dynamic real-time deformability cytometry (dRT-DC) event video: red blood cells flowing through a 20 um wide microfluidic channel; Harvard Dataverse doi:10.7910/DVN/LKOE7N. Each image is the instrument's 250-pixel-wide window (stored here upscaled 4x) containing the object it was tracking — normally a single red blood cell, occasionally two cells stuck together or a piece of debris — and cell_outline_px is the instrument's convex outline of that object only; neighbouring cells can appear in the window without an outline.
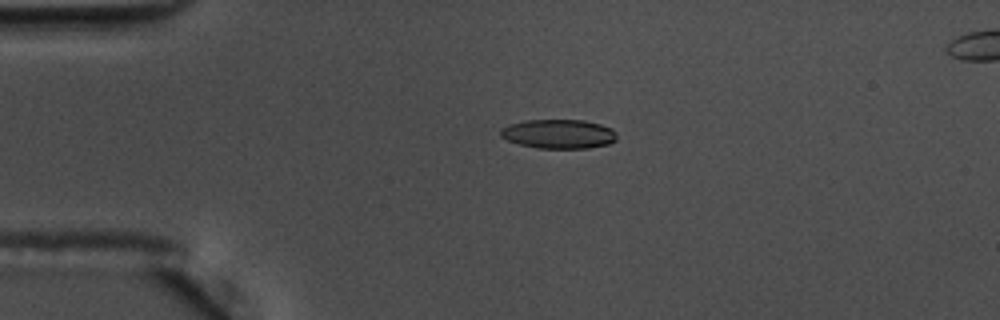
{"species": "common noctule bat (a hibernating species)", "species_latin": "Nyctalus noctula", "temperature_condition": "warm", "stored_images_in_passage": 44, "camera_frame_rate_fps": 3000, "um_per_image_px": 0.085, "animal": {"sex": "male", "body_mass_g": 17.5, "forearm_length_mm": 52.3}, "frame": {"image": 1, "passage_image": 1, "time_ms": 0.0, "image_size_px": [1000, 320], "cell_outline_px": [[616, 140], [608, 144], [588, 148], [536, 148], [520, 144], [508, 140], [500, 136], [500, 128], [508, 124], [528, 120], [584, 120], [600, 124], [612, 128], [616, 132]], "centroid_in_image_um": [47.48, 11.38], "position_along_channel_um": 37.5, "area_um2": 19.83}}
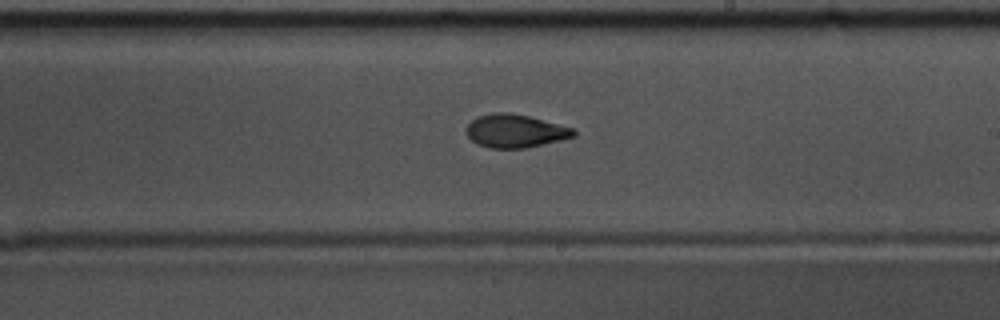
{"frame": {"image": 2, "passage_image": 21, "time_ms": 6.667, "image_size_px": [1000, 320], "cell_outline_px": [[576, 136], [560, 140], [524, 148], [488, 148], [476, 144], [468, 136], [468, 124], [476, 116], [496, 112], [508, 112], [528, 116], [572, 128], [576, 132]], "centroid_in_image_um": [43.77, 11.13], "position_along_channel_um": 245.2, "area_um2": 20.52}}
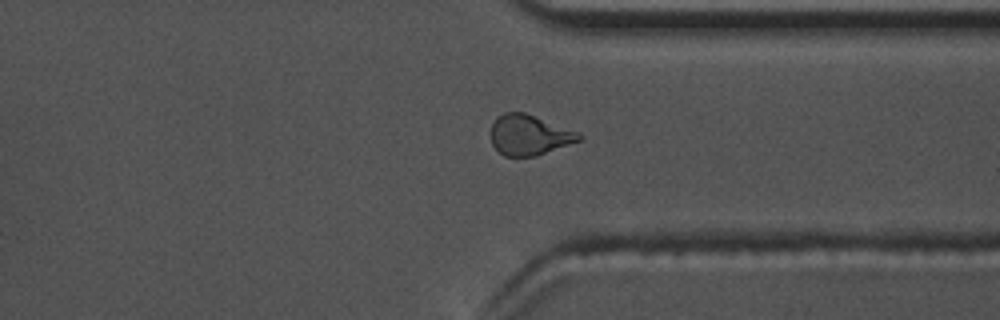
{"frame": {"image": 3, "passage_image": 31, "time_ms": 10.0, "image_size_px": [1000, 320], "cell_outline_px": [[584, 136], [580, 140], [536, 156], [504, 156], [492, 144], [492, 124], [496, 116], [504, 112], [524, 112], [580, 132]], "centroid_in_image_um": [45.0, 11.46], "position_along_channel_um": 366.4, "area_um2": 20.63}, "authors_computed_cell_mechanics": {"area_um2": 20.6346, "velocity_mm_per_s": 3.6386, "shape_relaxation_time_tau1_ms": 6.13, "shape_relaxation_time_tau2_ms": 3.636, "deformation_change_tau1": 0.1824, "deformation_change_tau2": 0.1025}}